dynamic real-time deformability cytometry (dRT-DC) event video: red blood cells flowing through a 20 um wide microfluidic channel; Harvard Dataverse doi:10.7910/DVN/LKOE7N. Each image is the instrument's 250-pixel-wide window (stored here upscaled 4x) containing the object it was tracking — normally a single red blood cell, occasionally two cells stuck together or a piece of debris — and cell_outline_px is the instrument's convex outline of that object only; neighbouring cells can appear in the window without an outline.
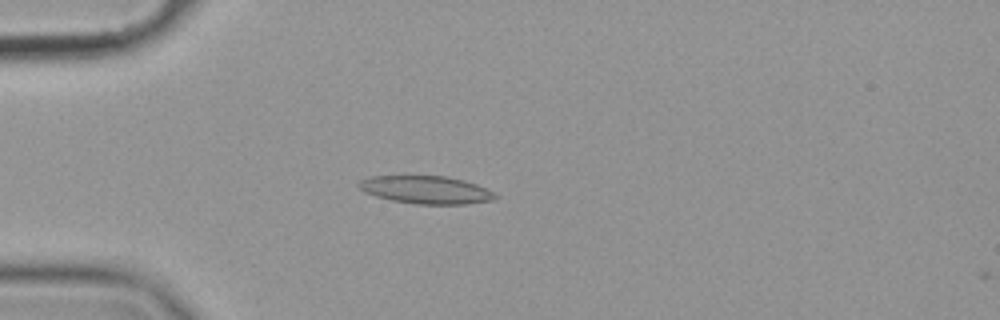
{"species": "common noctule bat (a hibernating species)", "species_latin": "Nyctalus noctula", "temperature_condition": "cold", "stored_images_in_passage": 17, "camera_frame_rate_fps": 3000, "um_per_image_px": 0.085, "animal": {"sex": "female", "body_mass_g": 19.9}, "frame": {"image": 1, "passage_image": 16, "time_ms": 5.0, "image_size_px": [1000, 320], "cell_outline_px": [[500, 196], [496, 200], [468, 204], [416, 204], [392, 200], [376, 196], [364, 192], [356, 184], [360, 180], [372, 176], [448, 176], [464, 180], [476, 184]], "centroid_in_image_um": [36.24, 16.14], "position_along_channel_um": 48.8, "area_um2": 22.2}}